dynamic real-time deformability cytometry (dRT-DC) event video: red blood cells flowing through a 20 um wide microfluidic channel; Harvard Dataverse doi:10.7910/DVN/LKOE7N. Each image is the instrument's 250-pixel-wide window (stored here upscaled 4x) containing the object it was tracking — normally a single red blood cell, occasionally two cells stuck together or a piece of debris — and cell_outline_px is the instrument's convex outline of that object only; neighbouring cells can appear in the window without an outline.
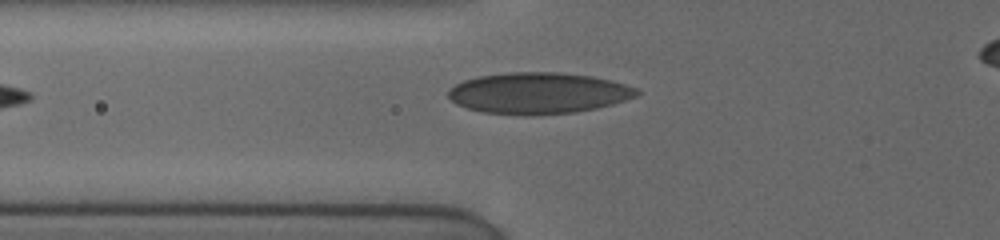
{"species": "human", "species_latin": "Homo sapiens", "temperature_condition": "cold", "stored_images_in_passage": 3, "camera_frame_rate_fps": 3000, "um_per_image_px": 0.085, "donor": {"sex": "female"}, "frame": {"image": 1, "passage_image": 2, "time_ms": 0.667, "image_size_px": [1000, 240], "cell_outline_px": [[640, 92], [636, 96], [612, 104], [596, 108], [576, 112], [528, 116], [524, 116], [484, 112], [468, 108], [456, 104], [448, 96], [448, 88], [464, 80], [480, 76], [508, 72], [560, 72], [592, 76], [612, 80], [636, 88]], "centroid_in_image_um": [45.75, 7.92], "position_along_channel_um": 80.1, "area_um2": 45.43}}